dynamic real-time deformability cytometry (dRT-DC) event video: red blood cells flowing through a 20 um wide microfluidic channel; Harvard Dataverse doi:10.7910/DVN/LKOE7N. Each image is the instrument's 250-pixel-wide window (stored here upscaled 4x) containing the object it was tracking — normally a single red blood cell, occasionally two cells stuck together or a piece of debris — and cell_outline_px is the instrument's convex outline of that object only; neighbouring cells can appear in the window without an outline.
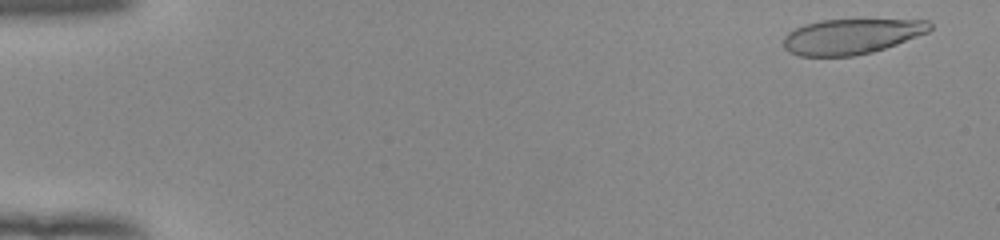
{"species": "human", "species_latin": "Homo sapiens", "temperature_condition": "room temperature", "stored_images_in_passage": 53, "camera_frame_rate_fps": 3000, "um_per_image_px": 0.085, "donor": {"sex": "female"}, "frame": {"image": 1, "passage_image": 3, "time_ms": 0.667, "image_size_px": [1000, 240], "cell_outline_px": [[932, 28], [928, 32], [896, 44], [872, 52], [852, 56], [800, 56], [788, 52], [784, 48], [784, 36], [788, 32], [804, 24], [820, 20], [928, 20], [932, 24]], "centroid_in_image_um": [72.34, 3.1], "position_along_channel_um": 12.7, "area_um2": 29.94}}
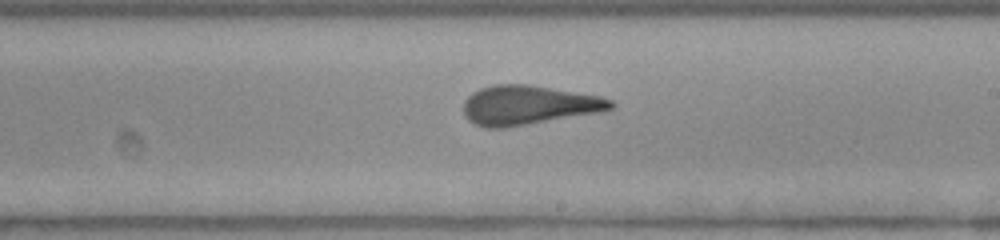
{"frame": {"image": 2, "passage_image": 32, "time_ms": 10.333, "image_size_px": [1000, 240], "cell_outline_px": [[616, 104], [612, 108], [600, 112], [504, 128], [484, 128], [472, 124], [464, 116], [464, 100], [472, 92], [480, 88], [492, 84], [528, 84], [600, 96], [612, 100]], "centroid_in_image_um": [44.87, 8.94], "position_along_channel_um": 244.1, "area_um2": 33.87}}
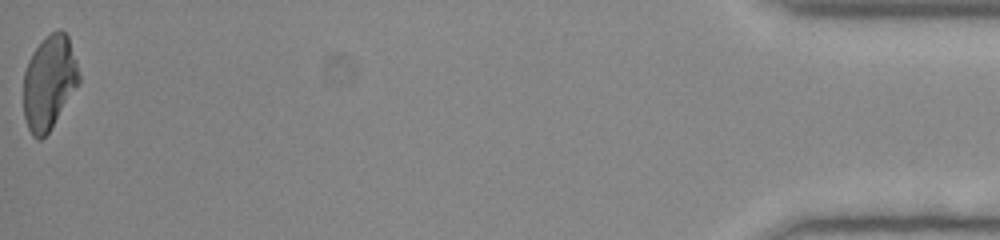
{"frame": {"image": 3, "passage_image": 53, "time_ms": 17.333, "image_size_px": [1000, 240], "cell_outline_px": [[80, 84], [48, 132], [40, 140], [36, 140], [32, 136], [28, 128], [24, 116], [24, 72], [28, 60], [32, 52], [44, 36], [60, 28], [68, 36], [80, 72]], "centroid_in_image_um": [4.19, 6.98], "position_along_channel_um": 431.0, "area_um2": 30.63}, "authors_computed_cell_mechanics": {"area_um2": 32.5992, "velocity_mm_per_s": 3.9473, "shape_relaxation_time_tau1_ms": 5.9734, "shape_relaxation_time_tau2_ms": 0.8881, "deformation_change_tau1": 0.1976, "deformation_change_tau2": 0.0945}}